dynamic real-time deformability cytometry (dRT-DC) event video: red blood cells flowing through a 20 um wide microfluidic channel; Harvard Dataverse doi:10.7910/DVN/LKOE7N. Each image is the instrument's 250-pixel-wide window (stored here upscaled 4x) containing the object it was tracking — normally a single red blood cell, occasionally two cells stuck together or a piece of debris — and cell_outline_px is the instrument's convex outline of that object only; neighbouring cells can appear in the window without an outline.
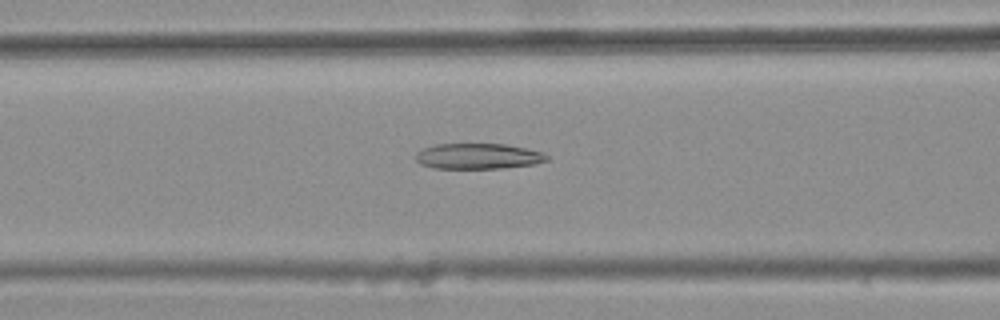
{"species": "common noctule bat (a hibernating species)", "species_latin": "Nyctalus noctula", "temperature_condition": "warm", "stored_images_in_passage": 35, "camera_frame_rate_fps": 3000, "um_per_image_px": 0.085, "animal": {"sex": "female", "body_mass_g": 25.1}, "frame": {"image": 1, "passage_image": 9, "time_ms": 2.667, "image_size_px": [1000, 320], "cell_outline_px": [[548, 160], [532, 164], [500, 168], [432, 168], [420, 164], [416, 160], [416, 152], [424, 148], [436, 144], [504, 144], [524, 148], [540, 152], [548, 156]], "centroid_in_image_um": [40.58, 13.28], "position_along_channel_um": 126.0, "area_um2": 19.31}}
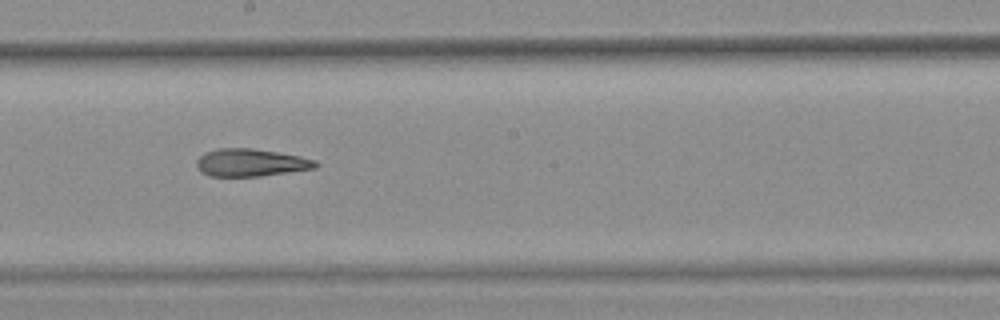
{"frame": {"image": 2, "passage_image": 17, "time_ms": 5.333, "image_size_px": [1000, 320], "cell_outline_px": [[320, 164], [316, 168], [260, 176], [208, 176], [200, 172], [196, 164], [196, 160], [200, 156], [216, 148], [252, 148], [300, 156], [316, 160]], "centroid_in_image_um": [21.32, 13.82], "position_along_channel_um": 226.9, "area_um2": 19.13}}
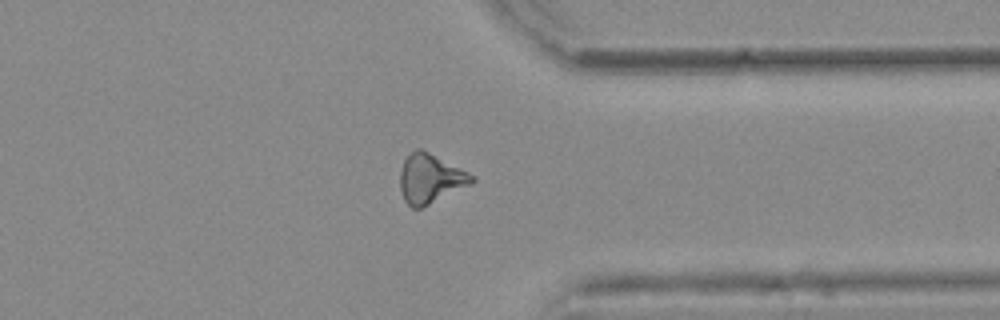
{"frame": {"image": 3, "passage_image": 29, "time_ms": 9.333, "image_size_px": [1000, 320], "cell_outline_px": [[476, 180], [420, 208], [412, 208], [404, 200], [400, 188], [400, 172], [404, 160], [416, 148], [420, 148], [476, 176]], "centroid_in_image_um": [36.54, 15.17], "position_along_channel_um": 374.9, "area_um2": 19.94}, "authors_computed_cell_mechanics": {"area_um2": 19.4208, "velocity_mm_per_s": 3.7937, "shape_relaxation_time_tau1_ms": null, "shape_relaxation_time_tau2_ms": 10.0575, "deformation_change_tau1": null, "deformation_change_tau2": 0.2416}}